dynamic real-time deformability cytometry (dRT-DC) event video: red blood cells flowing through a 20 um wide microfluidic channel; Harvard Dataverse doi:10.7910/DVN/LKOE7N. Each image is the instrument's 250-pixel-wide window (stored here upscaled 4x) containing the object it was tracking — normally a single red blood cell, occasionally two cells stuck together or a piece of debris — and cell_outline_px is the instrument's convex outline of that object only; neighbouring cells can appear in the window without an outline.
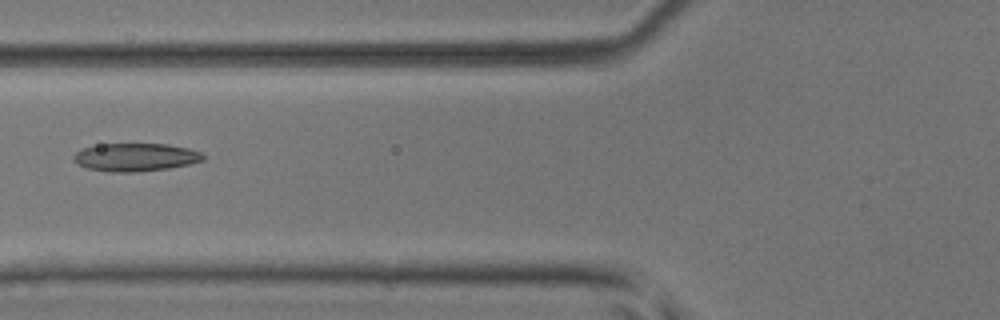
{"species": "common noctule bat (a hibernating species)", "species_latin": "Nyctalus noctula", "temperature_condition": "room temperature", "stored_images_in_passage": 5, "camera_frame_rate_fps": 3000, "um_per_image_px": 0.085, "animal": {"sex": "male", "body_mass_g": 17.9, "forearm_length_mm": 54.2}, "frame": {"image": 1, "passage_image": 3, "time_ms": 0.667, "image_size_px": [1000, 320], "cell_outline_px": [[204, 160], [188, 164], [168, 168], [136, 172], [112, 172], [88, 168], [76, 164], [72, 160], [72, 156], [76, 152], [84, 148], [100, 144], [168, 144], [188, 148], [200, 152], [204, 156]], "centroid_in_image_um": [11.49, 13.36], "position_along_channel_um": 114.3, "area_um2": 21.1}}
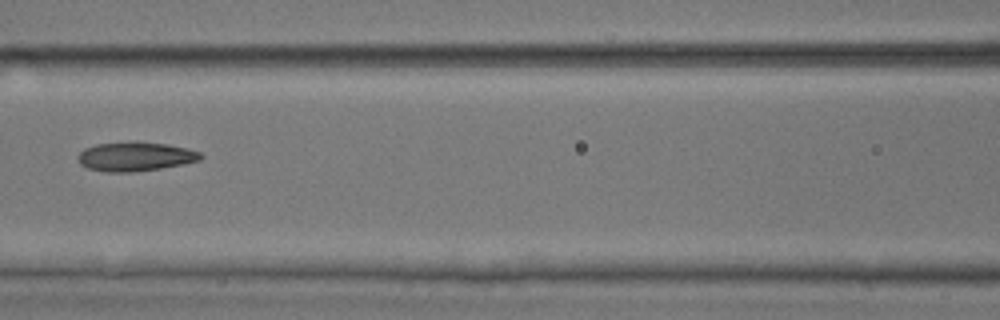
{"frame": {"image": 2, "passage_image": 4, "time_ms": 1.0, "image_size_px": [1000, 320], "cell_outline_px": [[204, 156], [200, 160], [184, 164], [160, 168], [132, 172], [108, 172], [88, 168], [80, 164], [76, 156], [84, 148], [96, 144], [136, 140], [168, 144], [188, 148], [200, 152]], "centroid_in_image_um": [11.5, 13.28], "position_along_channel_um": 155.1, "area_um2": 21.21}}
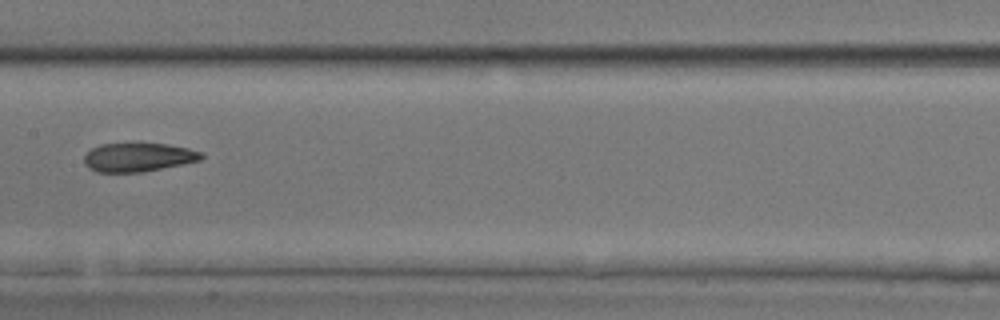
{"frame": {"image": 3, "passage_image": 5, "time_ms": 1.333, "image_size_px": [1000, 320], "cell_outline_px": [[204, 156], [200, 160], [140, 172], [96, 172], [88, 168], [84, 164], [84, 156], [92, 148], [100, 144], [140, 140], [168, 144], [188, 148], [200, 152]], "centroid_in_image_um": [11.69, 13.31], "position_along_channel_um": 195.7, "area_um2": 20.29}}